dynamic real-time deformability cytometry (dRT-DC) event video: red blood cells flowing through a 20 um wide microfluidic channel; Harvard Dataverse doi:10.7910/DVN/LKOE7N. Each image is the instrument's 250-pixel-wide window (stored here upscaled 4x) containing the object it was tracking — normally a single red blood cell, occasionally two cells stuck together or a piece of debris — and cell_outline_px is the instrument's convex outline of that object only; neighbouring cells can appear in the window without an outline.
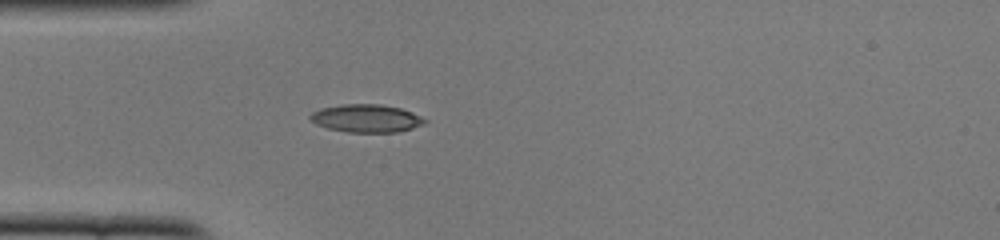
{"species": "common noctule bat (a hibernating species)", "species_latin": "Nyctalus noctula", "temperature_condition": "cold", "stored_images_in_passage": 15, "camera_frame_rate_fps": 3000, "um_per_image_px": 0.085, "animal": {"sex": "female", "body_mass_g": 22.0, "forearm_length_mm": 56.7}, "frame": {"image": 1, "passage_image": 1, "time_ms": 0.0, "image_size_px": [1000, 240], "cell_outline_px": [[428, 120], [424, 124], [412, 128], [396, 132], [348, 132], [328, 128], [316, 124], [308, 116], [312, 112], [320, 108], [340, 104], [380, 104], [400, 108], [412, 112]], "centroid_in_image_um": [31.13, 10.05], "position_along_channel_um": 53.9, "area_um2": 18.61}}
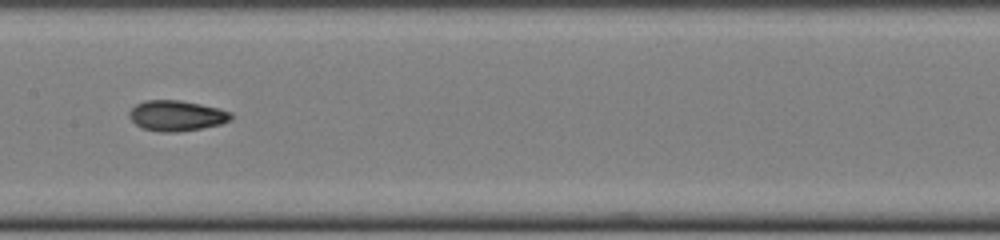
{"frame": {"image": 2, "passage_image": 12, "time_ms": 3.667, "image_size_px": [1000, 240], "cell_outline_px": [[236, 116], [232, 120], [220, 124], [180, 132], [160, 132], [140, 128], [128, 116], [128, 112], [136, 104], [144, 100], [180, 100], [220, 108], [232, 112]], "centroid_in_image_um": [15.03, 9.83], "position_along_channel_um": 192.4, "area_um2": 18.38}}